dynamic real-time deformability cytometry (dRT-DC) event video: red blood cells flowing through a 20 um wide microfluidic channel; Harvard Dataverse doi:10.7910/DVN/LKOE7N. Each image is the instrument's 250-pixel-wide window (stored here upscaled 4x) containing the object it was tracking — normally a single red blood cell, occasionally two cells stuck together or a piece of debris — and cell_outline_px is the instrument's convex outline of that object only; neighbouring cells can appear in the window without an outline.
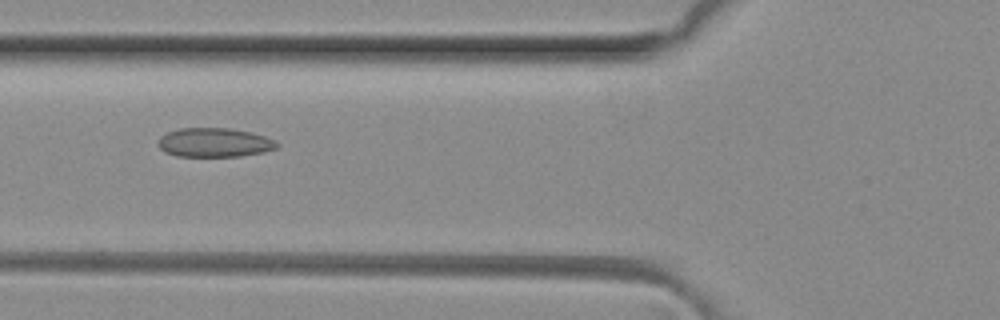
{"species": "common noctule bat (a hibernating species)", "species_latin": "Nyctalus noctula", "temperature_condition": "room temperature", "stored_images_in_passage": 6, "camera_frame_rate_fps": 3000, "um_per_image_px": 0.085, "animal": {"sex": "female", "body_mass_g": 29.2, "forearm_length_mm": 56.3}, "frame": {"image": 1, "passage_image": 6, "time_ms": 1.667, "image_size_px": [1000, 320], "cell_outline_px": [[280, 144], [276, 148], [264, 152], [240, 156], [176, 156], [164, 152], [160, 148], [160, 136], [168, 132], [180, 128], [228, 128], [252, 132], [276, 140]], "centroid_in_image_um": [18.26, 12.11], "position_along_channel_um": 107.5, "area_um2": 20.11}}